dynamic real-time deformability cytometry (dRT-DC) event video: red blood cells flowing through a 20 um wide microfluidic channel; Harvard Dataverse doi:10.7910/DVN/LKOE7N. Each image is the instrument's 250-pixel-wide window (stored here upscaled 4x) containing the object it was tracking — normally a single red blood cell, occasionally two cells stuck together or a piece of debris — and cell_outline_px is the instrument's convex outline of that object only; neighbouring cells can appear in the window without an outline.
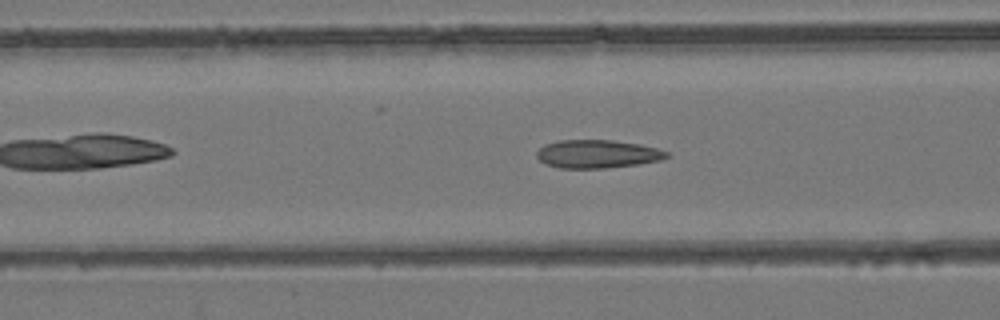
{"species": "common noctule bat (a hibernating species)", "species_latin": "Nyctalus noctula", "temperature_condition": "room temperature", "stored_images_in_passage": 42, "camera_frame_rate_fps": 3000, "um_per_image_px": 0.085, "animal": {"sex": "female", "body_mass_g": 24.6, "forearm_length_mm": 56.2}, "frame": {"image": 1, "passage_image": 9, "time_ms": 2.667, "image_size_px": [1000, 320], "cell_outline_px": [[668, 156], [660, 160], [640, 164], [604, 168], [560, 168], [544, 164], [536, 156], [536, 152], [544, 144], [560, 140], [612, 140], [640, 144], [656, 148], [668, 152]], "centroid_in_image_um": [50.75, 13.09], "position_along_channel_um": 115.9, "area_um2": 21.39}}
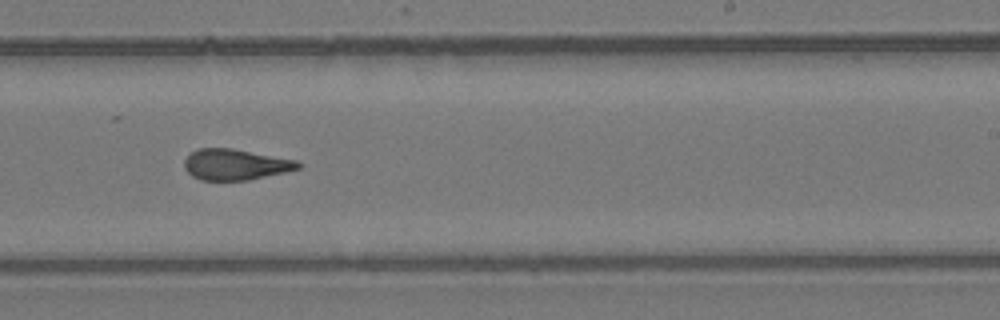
{"frame": {"image": 2, "passage_image": 21, "time_ms": 6.667, "image_size_px": [1000, 320], "cell_outline_px": [[304, 164], [300, 168], [284, 172], [248, 180], [200, 180], [192, 176], [184, 168], [184, 160], [192, 152], [200, 148], [232, 148], [296, 160]], "centroid_in_image_um": [20.01, 13.98], "position_along_channel_um": 269.0, "area_um2": 20.4}}
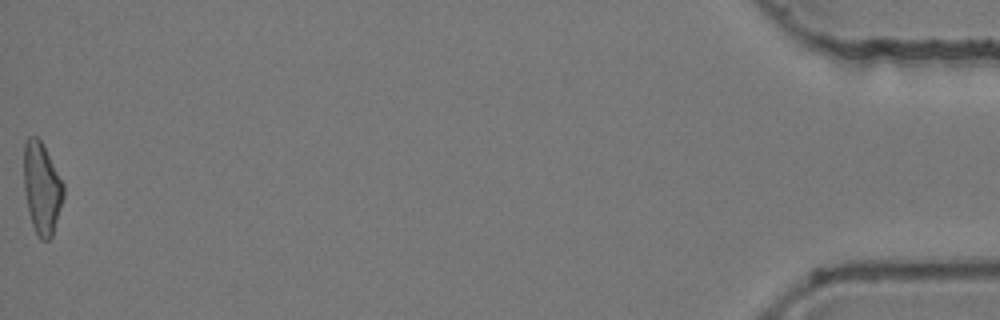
{"frame": {"image": 3, "passage_image": 42, "time_ms": 13.667, "image_size_px": [1000, 320], "cell_outline_px": [[64, 196], [52, 236], [48, 240], [40, 240], [32, 224], [28, 208], [24, 188], [24, 144], [28, 136], [36, 136], [40, 140], [64, 184]], "centroid_in_image_um": [3.55, 16.0], "position_along_channel_um": 431.6, "area_um2": 20.87}, "authors_computed_cell_mechanics": {"area_um2": 21.097, "velocity_mm_per_s": 3.8355, "shape_relaxation_time_tau1_ms": null, "shape_relaxation_time_tau2_ms": 1.7474, "deformation_change_tau1": null, "deformation_change_tau2": 0.087}}